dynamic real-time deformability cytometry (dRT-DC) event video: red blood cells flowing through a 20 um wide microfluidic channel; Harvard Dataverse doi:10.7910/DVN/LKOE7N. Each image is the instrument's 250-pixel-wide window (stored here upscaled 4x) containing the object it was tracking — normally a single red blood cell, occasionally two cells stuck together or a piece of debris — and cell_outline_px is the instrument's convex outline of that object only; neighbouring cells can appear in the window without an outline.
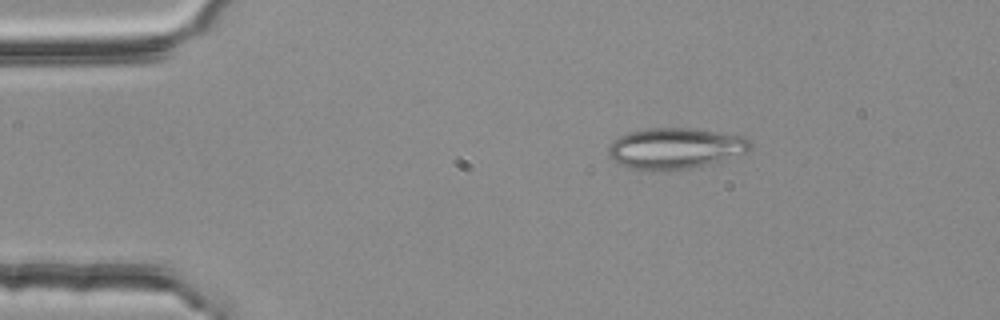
{"species": "common noctule bat (a hibernating species)", "species_latin": "Nyctalus noctula", "temperature_condition": "room temperature", "stored_images_in_passage": 2, "camera_frame_rate_fps": 3000, "um_per_image_px": 0.085, "animal": {"sex": "female", "body_mass_g": 25.1}, "frame": {"image": 1, "passage_image": 1, "time_ms": 0.0, "image_size_px": [1000, 320], "cell_outline_px": [[752, 148], [748, 152], [724, 160], [708, 164], [668, 172], [640, 172], [616, 164], [608, 156], [608, 148], [620, 136], [628, 132], [648, 128], [688, 128], [744, 136], [752, 144]], "centroid_in_image_um": [57.35, 12.65], "position_along_channel_um": 27.6, "area_um2": 34.51}}